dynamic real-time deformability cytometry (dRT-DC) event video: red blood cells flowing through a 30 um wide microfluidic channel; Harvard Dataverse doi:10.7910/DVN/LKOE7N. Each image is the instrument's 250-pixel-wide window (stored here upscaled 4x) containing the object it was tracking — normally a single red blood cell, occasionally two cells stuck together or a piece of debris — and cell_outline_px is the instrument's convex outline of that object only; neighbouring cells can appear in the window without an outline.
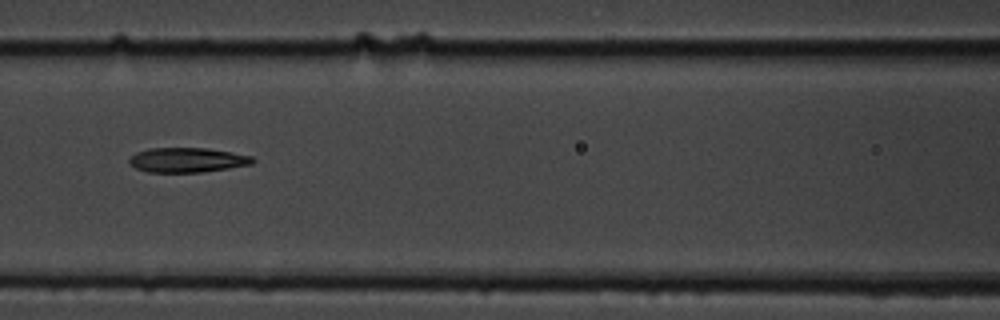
{"species": "common noctule bat (a hibernating species)", "species_latin": "Nyctalus noctula", "temperature_condition": "cold", "stored_images_in_passage": 9, "camera_frame_rate_fps": 3000, "um_per_image_px": 0.085, "animal": {"sex": "male", "body_mass_g": 19.5, "forearm_length_mm": 54.6}, "frame": {"image": 1, "passage_image": 8, "time_ms": 8.333, "image_size_px": [1000, 320], "cell_outline_px": [[256, 160], [252, 164], [228, 168], [200, 172], [148, 172], [136, 168], [128, 164], [128, 156], [136, 152], [148, 148], [208, 148], [232, 152], [252, 156]], "centroid_in_image_um": [15.88, 13.59], "position_along_channel_um": 150.7, "area_um2": 17.92}}
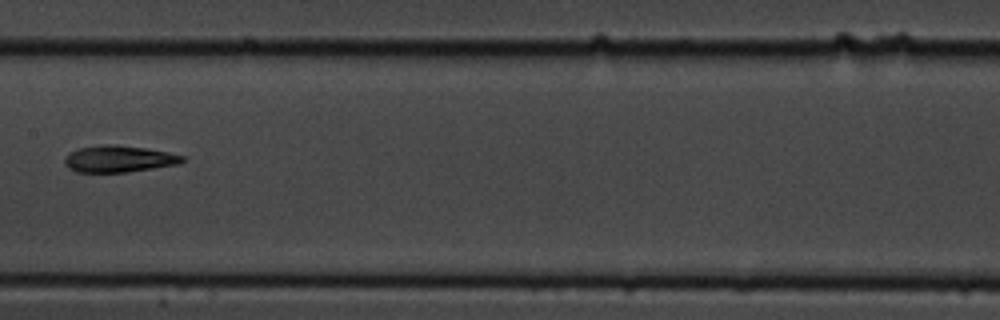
{"frame": {"image": 2, "passage_image": 9, "time_ms": 9.667, "image_size_px": [1000, 320], "cell_outline_px": [[184, 160], [180, 164], [124, 172], [76, 172], [68, 168], [64, 164], [64, 156], [68, 152], [80, 148], [104, 144], [116, 144], [144, 148], [168, 152], [184, 156]], "centroid_in_image_um": [10.05, 13.5], "position_along_channel_um": 197.3, "area_um2": 18.32}}